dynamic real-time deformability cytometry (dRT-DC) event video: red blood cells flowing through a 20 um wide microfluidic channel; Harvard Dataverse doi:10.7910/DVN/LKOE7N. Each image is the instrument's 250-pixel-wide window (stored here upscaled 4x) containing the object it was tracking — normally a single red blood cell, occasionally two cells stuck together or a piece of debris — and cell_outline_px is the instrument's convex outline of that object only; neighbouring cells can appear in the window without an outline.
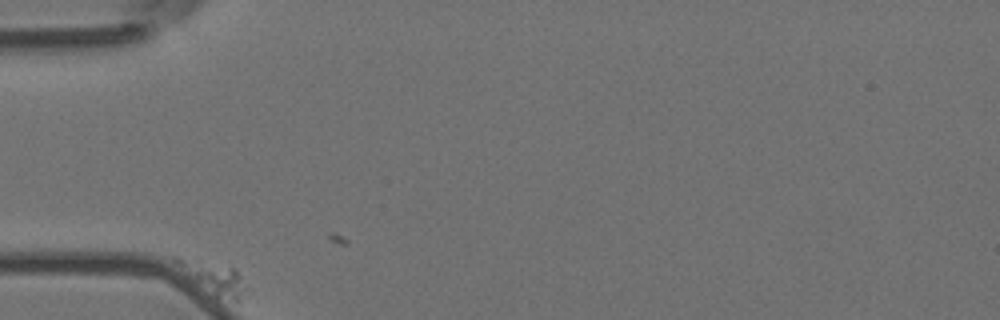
{"species": "Egyptian fruit bat (a non-hibernating species)", "species_latin": "Rousettus aegyptiacus", "temperature_condition": "room temperature", "stored_images_in_passage": 57, "camera_frame_rate_fps": 3000, "um_per_image_px": 0.085, "animal": {"sex": "female"}, "frame": {"image": 1, "passage_image": 1, "time_ms": 0.0, "image_size_px": [1000, 320], "cell_outline_px": [[252, 292], [240, 300], [216, 300], [176, 264], [172, 260], [176, 256], [236, 268], [252, 288]], "centroid_in_image_um": [18.36, 23.71], "position_along_channel_um": 66.6, "area_um2": 13.58}}
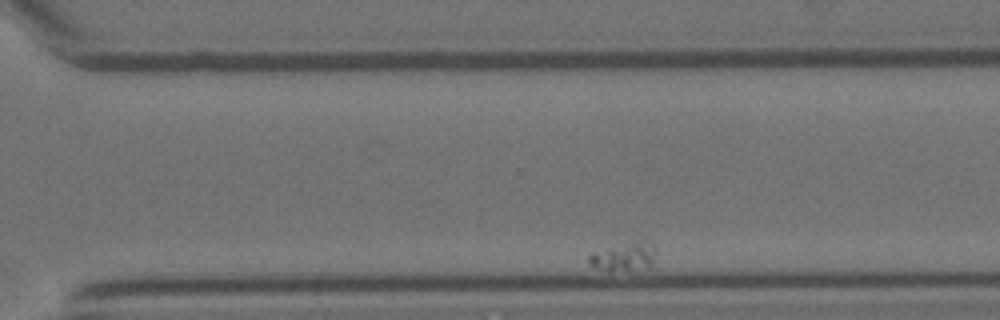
{"frame": {"image": 2, "passage_image": 49, "time_ms": 16.0, "image_size_px": [1000, 320], "cell_outline_px": [[656, 252], [648, 268], [628, 272], [608, 272], [588, 264], [588, 256], [592, 252], [636, 240], [648, 240], [652, 244]], "centroid_in_image_um": [53.03, 21.85], "position_along_channel_um": 317.6, "area_um2": 11.56}}
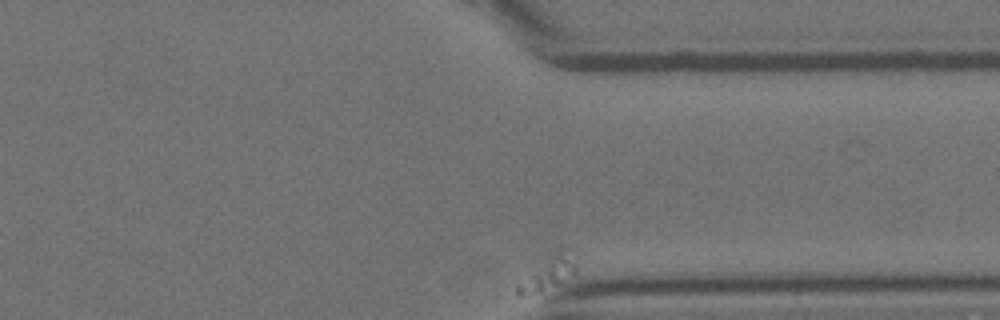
{"frame": {"image": 3, "passage_image": 57, "time_ms": 18.667, "image_size_px": [1000, 320], "cell_outline_px": [[576, 276], [540, 292], [520, 296], [516, 296], [516, 284], [556, 252], [572, 248], [576, 256]], "centroid_in_image_um": [46.68, 23.24], "position_along_channel_um": 364.7, "area_um2": 11.27}}